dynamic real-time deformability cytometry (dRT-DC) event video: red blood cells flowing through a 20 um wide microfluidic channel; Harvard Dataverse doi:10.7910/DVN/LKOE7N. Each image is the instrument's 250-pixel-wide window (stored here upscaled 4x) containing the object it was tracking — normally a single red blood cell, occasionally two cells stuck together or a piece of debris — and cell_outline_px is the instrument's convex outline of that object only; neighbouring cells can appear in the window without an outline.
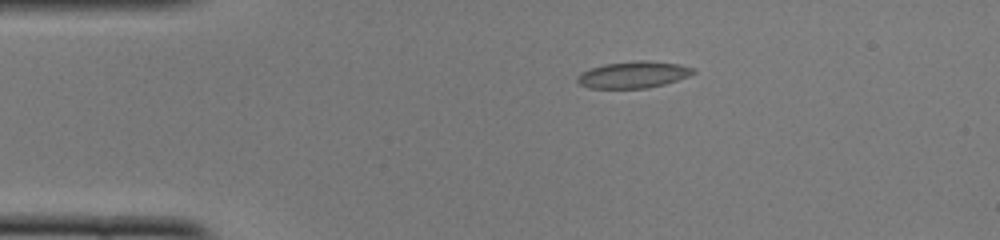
{"species": "common noctule bat (a hibernating species)", "species_latin": "Nyctalus noctula", "temperature_condition": "cold", "stored_images_in_passage": 40, "camera_frame_rate_fps": 3000, "um_per_image_px": 0.085, "animal": {"sex": "female", "body_mass_g": 22.0, "forearm_length_mm": 56.7}, "frame": {"image": 1, "passage_image": 1, "time_ms": 0.0, "image_size_px": [1000, 240], "cell_outline_px": [[696, 72], [688, 76], [664, 84], [648, 88], [588, 88], [580, 84], [576, 80], [576, 76], [580, 72], [604, 64], [640, 60], [648, 60], [680, 64], [696, 68]], "centroid_in_image_um": [53.84, 6.34], "position_along_channel_um": 31.2, "area_um2": 18.09}}
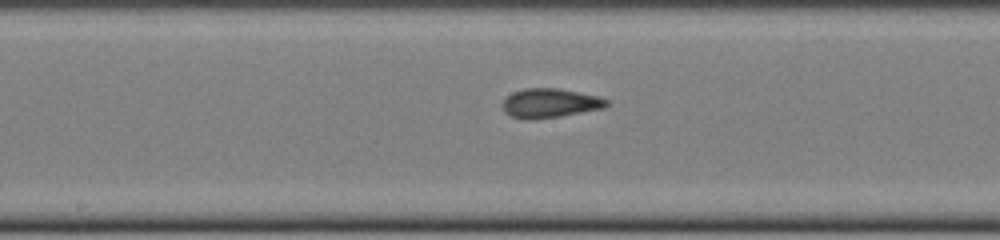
{"frame": {"image": 2, "passage_image": 17, "time_ms": 5.333, "image_size_px": [1000, 240], "cell_outline_px": [[608, 104], [604, 108], [560, 116], [528, 120], [524, 120], [512, 116], [504, 112], [500, 104], [512, 92], [524, 88], [556, 88], [600, 96], [608, 100]], "centroid_in_image_um": [46.72, 8.77], "position_along_channel_um": 201.5, "area_um2": 17.8}}
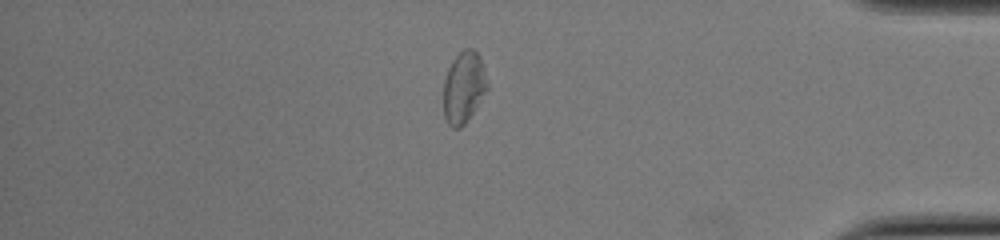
{"frame": {"image": 3, "passage_image": 34, "time_ms": 11.0, "image_size_px": [1000, 240], "cell_outline_px": [[488, 88], [468, 120], [460, 128], [452, 128], [448, 124], [444, 116], [444, 80], [448, 68], [452, 60], [464, 48], [472, 48], [480, 56], [484, 68], [488, 84]], "centroid_in_image_um": [39.42, 7.42], "position_along_channel_um": 395.8, "area_um2": 18.26}}